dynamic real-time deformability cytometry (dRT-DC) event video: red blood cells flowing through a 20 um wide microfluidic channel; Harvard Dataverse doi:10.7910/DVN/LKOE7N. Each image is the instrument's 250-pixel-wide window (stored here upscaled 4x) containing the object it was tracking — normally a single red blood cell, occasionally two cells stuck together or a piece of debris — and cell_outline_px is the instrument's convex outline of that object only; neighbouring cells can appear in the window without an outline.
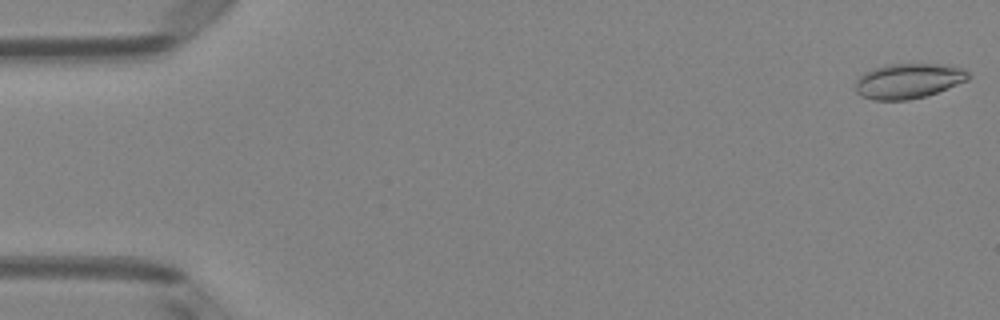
{"species": "Egyptian fruit bat (a non-hibernating species)", "species_latin": "Rousettus aegyptiacus", "temperature_condition": "room temperature", "stored_images_in_passage": 8, "camera_frame_rate_fps": 3000, "um_per_image_px": 0.085, "animal": {"sex": "female"}, "frame": {"image": 1, "passage_image": 1, "time_ms": 0.0, "image_size_px": [1000, 320], "cell_outline_px": [[972, 76], [968, 80], [936, 92], [924, 96], [908, 100], [872, 100], [860, 96], [856, 92], [856, 80], [864, 72], [872, 68], [884, 64], [948, 64], [964, 68]], "centroid_in_image_um": [77.21, 6.86], "position_along_channel_um": 7.8, "area_um2": 23.29}}